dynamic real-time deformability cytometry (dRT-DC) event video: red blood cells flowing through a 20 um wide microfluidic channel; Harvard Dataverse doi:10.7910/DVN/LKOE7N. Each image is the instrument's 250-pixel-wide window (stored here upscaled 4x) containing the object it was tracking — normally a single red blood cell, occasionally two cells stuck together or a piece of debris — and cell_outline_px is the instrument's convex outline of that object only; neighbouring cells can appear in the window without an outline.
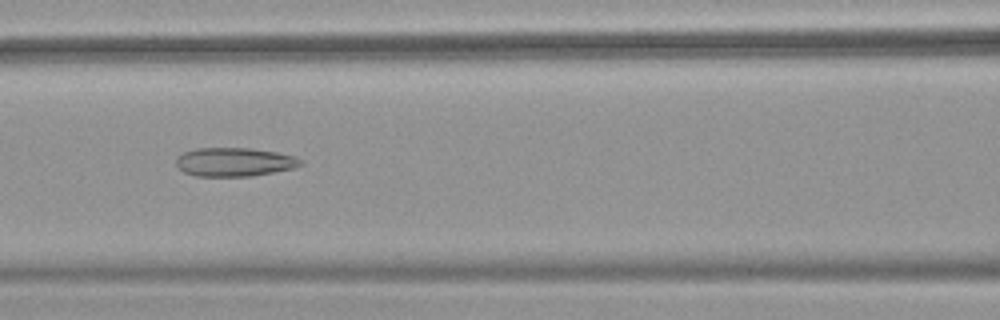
{"species": "common noctule bat (a hibernating species)", "species_latin": "Nyctalus noctula", "temperature_condition": "warm", "stored_images_in_passage": 36, "camera_frame_rate_fps": 3000, "um_per_image_px": 0.085, "animal": {"sex": "female", "body_mass_g": 18.4}, "frame": {"image": 1, "passage_image": 7, "time_ms": 2.0, "image_size_px": [1000, 320], "cell_outline_px": [[304, 164], [296, 168], [252, 176], [196, 176], [184, 172], [176, 164], [176, 156], [184, 152], [196, 148], [252, 148], [276, 152], [296, 156]], "centroid_in_image_um": [19.94, 13.77], "position_along_channel_um": 146.7, "area_um2": 20.98}}
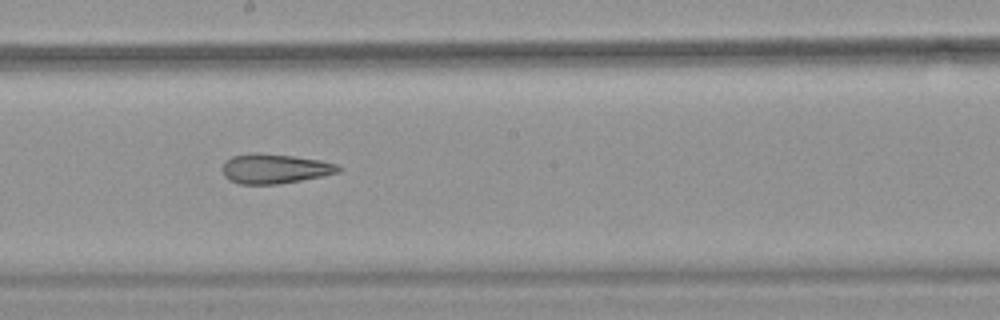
{"frame": {"image": 2, "passage_image": 13, "time_ms": 4.0, "image_size_px": [1000, 320], "cell_outline_px": [[344, 168], [340, 172], [300, 180], [276, 184], [240, 184], [228, 180], [224, 176], [224, 164], [232, 156], [252, 152], [260, 152], [292, 156], [320, 160], [336, 164]], "centroid_in_image_um": [23.36, 14.33], "position_along_channel_um": 224.8, "area_um2": 19.94}}
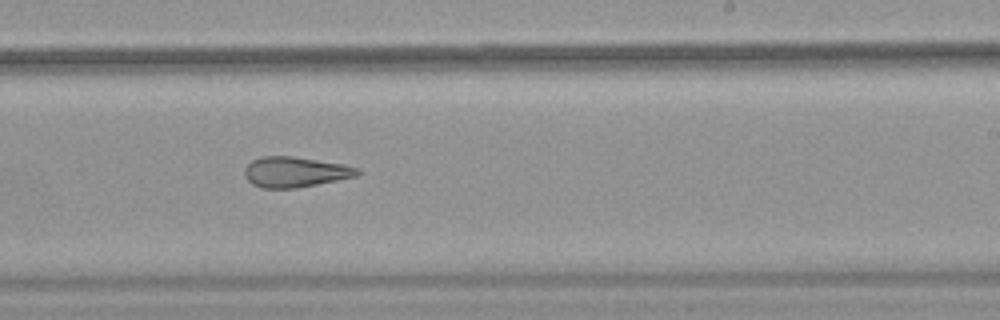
{"frame": {"image": 3, "passage_image": 16, "time_ms": 5.0, "image_size_px": [1000, 320], "cell_outline_px": [[364, 172], [356, 176], [296, 188], [260, 188], [252, 184], [244, 176], [244, 168], [252, 160], [264, 156], [292, 156], [344, 164], [360, 168]], "centroid_in_image_um": [25.09, 14.61], "position_along_channel_um": 263.9, "area_um2": 20.06}, "authors_computed_cell_mechanics": {"area_um2": 20.9525, "velocity_mm_per_s": 3.9283, "shape_relaxation_time_tau1_ms": null, "shape_relaxation_time_tau2_ms": 3.2883, "deformation_change_tau1": null, "deformation_change_tau2": 0.1469}}